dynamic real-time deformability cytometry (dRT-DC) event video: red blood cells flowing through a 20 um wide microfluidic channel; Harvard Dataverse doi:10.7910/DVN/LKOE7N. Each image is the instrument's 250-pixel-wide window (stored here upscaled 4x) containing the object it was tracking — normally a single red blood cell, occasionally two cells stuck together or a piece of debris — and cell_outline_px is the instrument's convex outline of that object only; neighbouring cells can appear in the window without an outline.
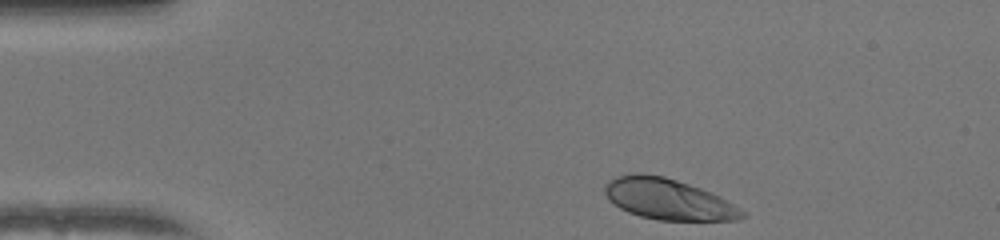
{"species": "human", "species_latin": "Homo sapiens", "temperature_condition": "warm", "stored_images_in_passage": 44, "camera_frame_rate_fps": 3000, "um_per_image_px": 0.085, "donor": {"sex": "female"}, "frame": {"image": 1, "passage_image": 1, "time_ms": 0.0, "image_size_px": [1000, 240], "cell_outline_px": [[744, 216], [736, 220], [660, 220], [640, 216], [628, 212], [620, 208], [608, 200], [604, 192], [604, 184], [608, 180], [616, 176], [632, 172], [640, 172], [664, 176], [700, 188], [720, 196], [740, 208], [744, 212]], "centroid_in_image_um": [56.73, 16.91], "position_along_channel_um": 28.3, "area_um2": 32.83}}
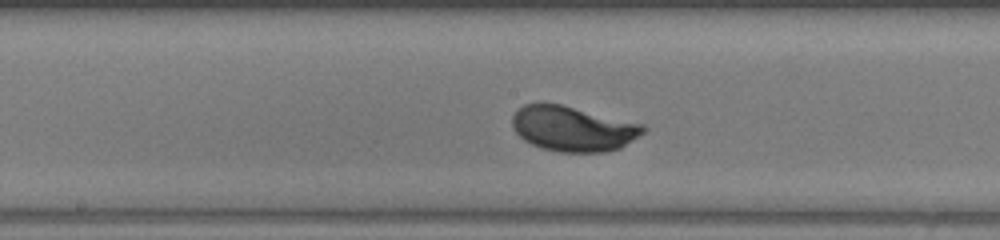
{"frame": {"image": 2, "passage_image": 19, "time_ms": 6.0, "image_size_px": [1000, 240], "cell_outline_px": [[648, 128], [644, 132], [620, 148], [604, 152], [560, 152], [540, 148], [524, 140], [512, 128], [512, 116], [524, 104], [560, 104], [644, 124]], "centroid_in_image_um": [48.71, 10.95], "position_along_channel_um": 199.5, "area_um2": 34.22}}
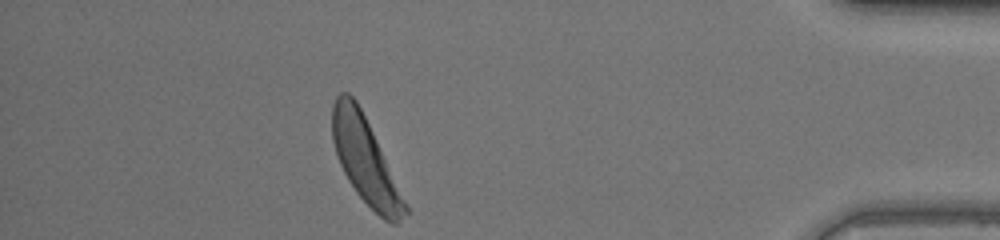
{"frame": {"image": 3, "passage_image": 38, "time_ms": 12.333, "image_size_px": [1000, 240], "cell_outline_px": [[408, 212], [396, 224], [392, 224], [384, 220], [356, 192], [348, 180], [340, 164], [332, 140], [332, 104], [336, 96], [340, 92], [348, 92], [356, 100], [372, 132], [408, 208]], "centroid_in_image_um": [31.01, 13.61], "position_along_channel_um": 404.2, "area_um2": 35.26}, "authors_computed_cell_mechanics": {"area_um2": 33.8997, "velocity_mm_per_s": 3.9967, "shape_relaxation_time_tau1_ms": 1.9089, "shape_relaxation_time_tau2_ms": null, "deformation_change_tau1": 0.1541, "deformation_change_tau2": null}}